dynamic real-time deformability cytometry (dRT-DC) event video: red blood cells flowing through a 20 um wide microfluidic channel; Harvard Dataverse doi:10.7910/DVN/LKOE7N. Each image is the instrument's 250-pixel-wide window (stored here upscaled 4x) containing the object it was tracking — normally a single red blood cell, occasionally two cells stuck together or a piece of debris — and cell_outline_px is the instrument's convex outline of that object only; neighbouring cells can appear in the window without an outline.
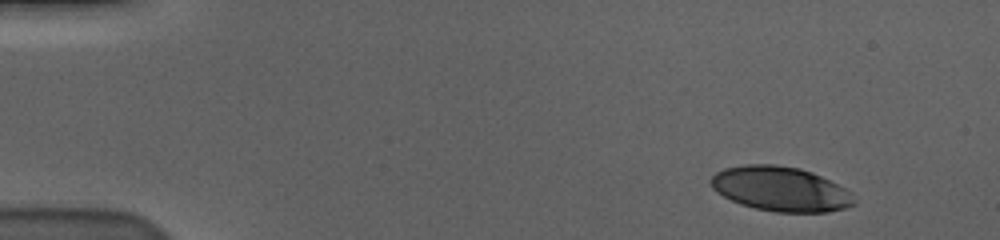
{"species": "human", "species_latin": "Homo sapiens", "temperature_condition": "cold", "stored_images_in_passage": 53, "camera_frame_rate_fps": 3000, "um_per_image_px": 0.085, "donor": {"sex": "male"}, "frame": {"image": 1, "passage_image": 1, "time_ms": 0.0, "image_size_px": [1000, 240], "cell_outline_px": [[856, 204], [844, 208], [828, 212], [776, 212], [756, 208], [740, 204], [716, 192], [712, 188], [708, 180], [716, 172], [724, 168], [748, 164], [772, 164], [800, 168], [812, 172], [852, 192], [856, 200]], "centroid_in_image_um": [66.34, 16.06], "position_along_channel_um": 18.7, "area_um2": 37.28}}
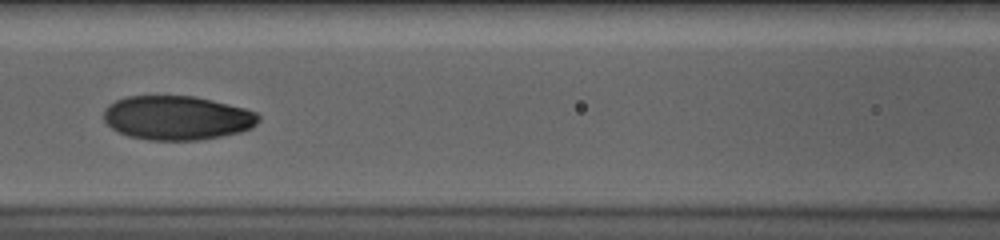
{"frame": {"image": 2, "passage_image": 22, "time_ms": 7.0, "image_size_px": [1000, 240], "cell_outline_px": [[260, 120], [252, 128], [240, 132], [220, 136], [196, 140], [148, 140], [128, 136], [112, 128], [104, 120], [104, 108], [108, 104], [116, 100], [128, 96], [196, 96], [244, 108], [256, 112], [260, 116]], "centroid_in_image_um": [15.05, 10.01], "position_along_channel_um": 151.6, "area_um2": 39.82}}
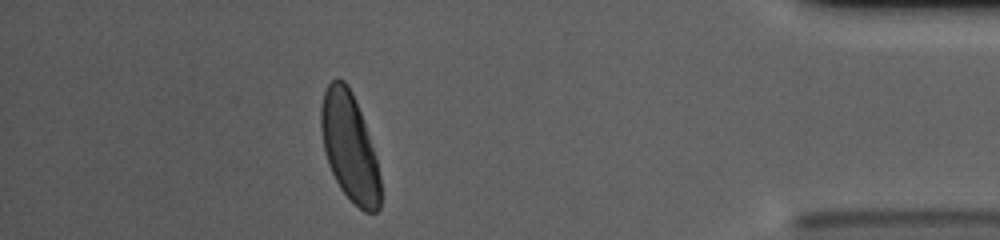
{"frame": {"image": 3, "passage_image": 47, "time_ms": 15.333, "image_size_px": [1000, 240], "cell_outline_px": [[380, 208], [376, 212], [364, 212], [340, 188], [328, 164], [324, 152], [320, 128], [320, 108], [324, 92], [328, 84], [336, 76], [344, 80], [348, 84], [352, 92], [360, 112], [376, 160], [380, 176]], "centroid_in_image_um": [29.68, 12.46], "position_along_channel_um": 405.5, "area_um2": 37.05}, "authors_computed_cell_mechanics": {"area_um2": 38.8994, "velocity_mm_per_s": 3.5634, "shape_relaxation_time_tau1_ms": 3.8739, "shape_relaxation_time_tau2_ms": null, "deformation_change_tau1": 0.1697, "deformation_change_tau2": null}}